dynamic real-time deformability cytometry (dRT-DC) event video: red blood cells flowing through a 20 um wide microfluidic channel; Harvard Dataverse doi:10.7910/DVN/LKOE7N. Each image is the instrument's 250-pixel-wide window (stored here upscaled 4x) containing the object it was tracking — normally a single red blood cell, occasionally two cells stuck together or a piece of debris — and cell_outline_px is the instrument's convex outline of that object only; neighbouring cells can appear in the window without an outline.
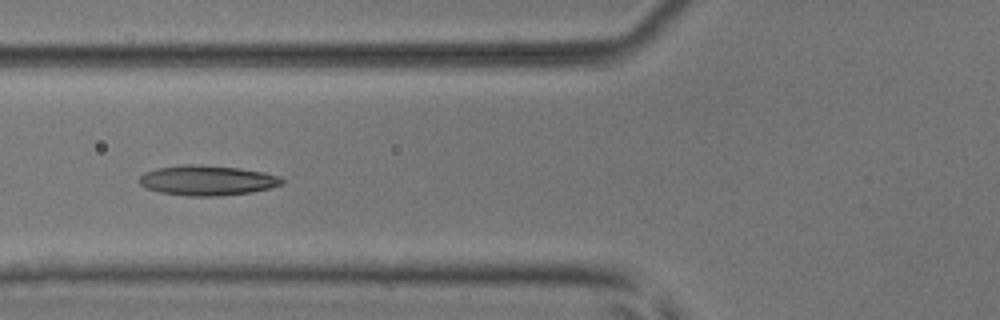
{"species": "common noctule bat (a hibernating species)", "species_latin": "Nyctalus noctula", "temperature_condition": "room temperature", "stored_images_in_passage": 6, "camera_frame_rate_fps": 3000, "um_per_image_px": 0.085, "animal": {"sex": "male", "body_mass_g": 17.9, "forearm_length_mm": 54.2}, "frame": {"image": 1, "passage_image": 5, "time_ms": 1.333, "image_size_px": [1000, 320], "cell_outline_px": [[284, 180], [280, 184], [268, 188], [252, 192], [220, 196], [188, 196], [160, 192], [148, 188], [140, 184], [140, 176], [144, 172], [156, 168], [180, 164], [200, 164], [240, 168], [264, 172], [280, 176]], "centroid_in_image_um": [17.6, 15.32], "position_along_channel_um": 108.2, "area_um2": 25.03}}
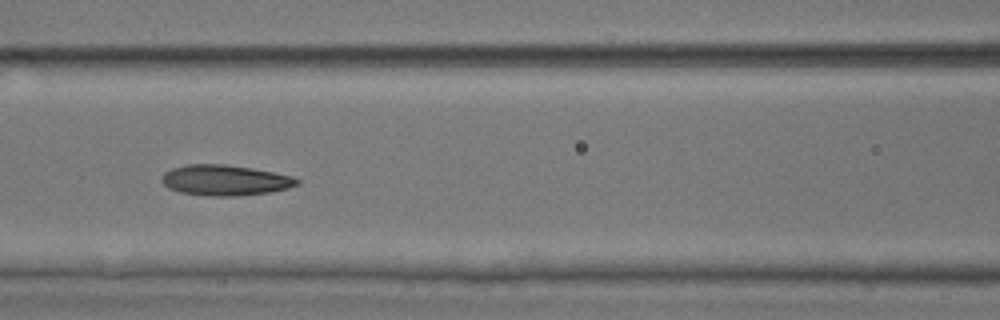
{"frame": {"image": 2, "passage_image": 6, "time_ms": 1.667, "image_size_px": [1000, 320], "cell_outline_px": [[300, 184], [288, 188], [272, 192], [236, 196], [212, 196], [180, 192], [168, 188], [160, 180], [164, 172], [172, 168], [188, 164], [224, 164], [252, 168], [292, 176], [300, 180]], "centroid_in_image_um": [19.13, 15.32], "position_along_channel_um": 147.5, "area_um2": 24.16}}